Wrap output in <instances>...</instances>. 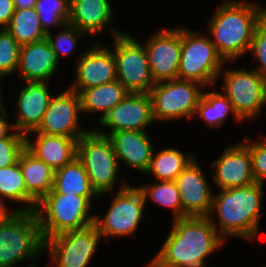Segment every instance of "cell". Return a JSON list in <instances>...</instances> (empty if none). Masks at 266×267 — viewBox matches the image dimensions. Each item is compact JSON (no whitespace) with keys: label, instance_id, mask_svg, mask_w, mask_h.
Instances as JSON below:
<instances>
[{"label":"cell","instance_id":"1","mask_svg":"<svg viewBox=\"0 0 266 267\" xmlns=\"http://www.w3.org/2000/svg\"><path fill=\"white\" fill-rule=\"evenodd\" d=\"M264 185L255 182L246 187L221 189L213 194L207 217L226 241L236 237L254 242L258 238Z\"/></svg>","mask_w":266,"mask_h":267},{"label":"cell","instance_id":"2","mask_svg":"<svg viewBox=\"0 0 266 267\" xmlns=\"http://www.w3.org/2000/svg\"><path fill=\"white\" fill-rule=\"evenodd\" d=\"M171 223L155 254L176 267H206L207 258L227 243L207 216H186Z\"/></svg>","mask_w":266,"mask_h":267},{"label":"cell","instance_id":"3","mask_svg":"<svg viewBox=\"0 0 266 267\" xmlns=\"http://www.w3.org/2000/svg\"><path fill=\"white\" fill-rule=\"evenodd\" d=\"M207 35L225 62H233L248 54L259 25L257 1L224 0L207 23Z\"/></svg>","mask_w":266,"mask_h":267},{"label":"cell","instance_id":"4","mask_svg":"<svg viewBox=\"0 0 266 267\" xmlns=\"http://www.w3.org/2000/svg\"><path fill=\"white\" fill-rule=\"evenodd\" d=\"M44 242L35 212L17 211L0 220V267L27 261L28 267H37L34 261L44 254Z\"/></svg>","mask_w":266,"mask_h":267},{"label":"cell","instance_id":"5","mask_svg":"<svg viewBox=\"0 0 266 267\" xmlns=\"http://www.w3.org/2000/svg\"><path fill=\"white\" fill-rule=\"evenodd\" d=\"M93 206L85 196L47 194L35 210L44 241L55 235L93 224Z\"/></svg>","mask_w":266,"mask_h":267},{"label":"cell","instance_id":"6","mask_svg":"<svg viewBox=\"0 0 266 267\" xmlns=\"http://www.w3.org/2000/svg\"><path fill=\"white\" fill-rule=\"evenodd\" d=\"M122 182L119 183L120 189L118 188L117 192L113 191L99 195L100 199L103 196L106 197L107 194L113 198L103 218H101V214L95 212L94 224L97 226L103 240L108 239V237L112 239L124 238L125 236L132 237L144 219L146 201L142 191L138 186L125 182L124 179Z\"/></svg>","mask_w":266,"mask_h":267},{"label":"cell","instance_id":"7","mask_svg":"<svg viewBox=\"0 0 266 267\" xmlns=\"http://www.w3.org/2000/svg\"><path fill=\"white\" fill-rule=\"evenodd\" d=\"M224 64L210 37L182 26V48L178 79L195 81L205 89L215 86Z\"/></svg>","mask_w":266,"mask_h":267},{"label":"cell","instance_id":"8","mask_svg":"<svg viewBox=\"0 0 266 267\" xmlns=\"http://www.w3.org/2000/svg\"><path fill=\"white\" fill-rule=\"evenodd\" d=\"M77 158L83 163L91 187L98 195L116 189L120 165L108 136L91 128L77 141Z\"/></svg>","mask_w":266,"mask_h":267},{"label":"cell","instance_id":"9","mask_svg":"<svg viewBox=\"0 0 266 267\" xmlns=\"http://www.w3.org/2000/svg\"><path fill=\"white\" fill-rule=\"evenodd\" d=\"M223 66L222 92L232 103L237 116L244 122L261 116L266 106V78L255 69H238Z\"/></svg>","mask_w":266,"mask_h":267},{"label":"cell","instance_id":"10","mask_svg":"<svg viewBox=\"0 0 266 267\" xmlns=\"http://www.w3.org/2000/svg\"><path fill=\"white\" fill-rule=\"evenodd\" d=\"M204 88L195 81L180 79L155 83L150 91L155 122L192 120Z\"/></svg>","mask_w":266,"mask_h":267},{"label":"cell","instance_id":"11","mask_svg":"<svg viewBox=\"0 0 266 267\" xmlns=\"http://www.w3.org/2000/svg\"><path fill=\"white\" fill-rule=\"evenodd\" d=\"M123 32L112 38L117 80L129 93H150L155 85L142 41Z\"/></svg>","mask_w":266,"mask_h":267},{"label":"cell","instance_id":"12","mask_svg":"<svg viewBox=\"0 0 266 267\" xmlns=\"http://www.w3.org/2000/svg\"><path fill=\"white\" fill-rule=\"evenodd\" d=\"M102 236L93 223L88 227L50 237L44 242L50 267H88Z\"/></svg>","mask_w":266,"mask_h":267},{"label":"cell","instance_id":"13","mask_svg":"<svg viewBox=\"0 0 266 267\" xmlns=\"http://www.w3.org/2000/svg\"><path fill=\"white\" fill-rule=\"evenodd\" d=\"M142 43L147 51L154 82L178 79L182 26L160 28Z\"/></svg>","mask_w":266,"mask_h":267},{"label":"cell","instance_id":"14","mask_svg":"<svg viewBox=\"0 0 266 267\" xmlns=\"http://www.w3.org/2000/svg\"><path fill=\"white\" fill-rule=\"evenodd\" d=\"M81 99L77 92L69 88L53 95L40 126L32 132L79 139L91 129H83L80 124ZM80 114V115H79Z\"/></svg>","mask_w":266,"mask_h":267},{"label":"cell","instance_id":"15","mask_svg":"<svg viewBox=\"0 0 266 267\" xmlns=\"http://www.w3.org/2000/svg\"><path fill=\"white\" fill-rule=\"evenodd\" d=\"M154 123L150 93H128L98 122V127L103 130L97 126L94 129L108 136L118 131H147V127Z\"/></svg>","mask_w":266,"mask_h":267},{"label":"cell","instance_id":"16","mask_svg":"<svg viewBox=\"0 0 266 267\" xmlns=\"http://www.w3.org/2000/svg\"><path fill=\"white\" fill-rule=\"evenodd\" d=\"M111 46L100 42L88 46L75 57V82L68 86L78 94L85 89L117 80L116 61Z\"/></svg>","mask_w":266,"mask_h":267},{"label":"cell","instance_id":"17","mask_svg":"<svg viewBox=\"0 0 266 267\" xmlns=\"http://www.w3.org/2000/svg\"><path fill=\"white\" fill-rule=\"evenodd\" d=\"M213 183L219 189L246 187L256 182L249 148L241 141L224 147L211 163Z\"/></svg>","mask_w":266,"mask_h":267},{"label":"cell","instance_id":"18","mask_svg":"<svg viewBox=\"0 0 266 267\" xmlns=\"http://www.w3.org/2000/svg\"><path fill=\"white\" fill-rule=\"evenodd\" d=\"M201 166L195 157L175 180L182 202V218L210 213L214 191Z\"/></svg>","mask_w":266,"mask_h":267},{"label":"cell","instance_id":"19","mask_svg":"<svg viewBox=\"0 0 266 267\" xmlns=\"http://www.w3.org/2000/svg\"><path fill=\"white\" fill-rule=\"evenodd\" d=\"M21 89L16 98V122L12 123L14 130L26 135L35 131L41 124L49 106L53 92L49 82H21ZM50 90V91H49Z\"/></svg>","mask_w":266,"mask_h":267},{"label":"cell","instance_id":"20","mask_svg":"<svg viewBox=\"0 0 266 267\" xmlns=\"http://www.w3.org/2000/svg\"><path fill=\"white\" fill-rule=\"evenodd\" d=\"M113 10L110 0H70L68 23L90 38L106 30L113 38L122 33L112 25L115 15Z\"/></svg>","mask_w":266,"mask_h":267},{"label":"cell","instance_id":"21","mask_svg":"<svg viewBox=\"0 0 266 267\" xmlns=\"http://www.w3.org/2000/svg\"><path fill=\"white\" fill-rule=\"evenodd\" d=\"M61 61L57 59L47 39L22 45L19 73L22 82H48L53 79Z\"/></svg>","mask_w":266,"mask_h":267},{"label":"cell","instance_id":"22","mask_svg":"<svg viewBox=\"0 0 266 267\" xmlns=\"http://www.w3.org/2000/svg\"><path fill=\"white\" fill-rule=\"evenodd\" d=\"M108 137L112 141L119 165L124 163L130 170L135 169L142 174L147 171L154 151L148 131L111 132Z\"/></svg>","mask_w":266,"mask_h":267},{"label":"cell","instance_id":"23","mask_svg":"<svg viewBox=\"0 0 266 267\" xmlns=\"http://www.w3.org/2000/svg\"><path fill=\"white\" fill-rule=\"evenodd\" d=\"M25 139L26 149L54 170L71 163L77 157L78 140L75 138L29 132Z\"/></svg>","mask_w":266,"mask_h":267},{"label":"cell","instance_id":"24","mask_svg":"<svg viewBox=\"0 0 266 267\" xmlns=\"http://www.w3.org/2000/svg\"><path fill=\"white\" fill-rule=\"evenodd\" d=\"M27 189V212H35L37 204L52 190L55 170L25 149L19 158Z\"/></svg>","mask_w":266,"mask_h":267},{"label":"cell","instance_id":"25","mask_svg":"<svg viewBox=\"0 0 266 267\" xmlns=\"http://www.w3.org/2000/svg\"><path fill=\"white\" fill-rule=\"evenodd\" d=\"M128 93L123 84L118 80L82 90L79 93L82 114L95 113L97 115L100 113V117L97 119L99 122Z\"/></svg>","mask_w":266,"mask_h":267},{"label":"cell","instance_id":"26","mask_svg":"<svg viewBox=\"0 0 266 267\" xmlns=\"http://www.w3.org/2000/svg\"><path fill=\"white\" fill-rule=\"evenodd\" d=\"M48 194L85 196L91 203L92 200L99 198L91 187L83 163L77 157L71 163L55 170L53 187Z\"/></svg>","mask_w":266,"mask_h":267},{"label":"cell","instance_id":"27","mask_svg":"<svg viewBox=\"0 0 266 267\" xmlns=\"http://www.w3.org/2000/svg\"><path fill=\"white\" fill-rule=\"evenodd\" d=\"M194 158L191 152L184 153L175 147L165 148L157 153L154 149L145 174L154 177L157 181H175Z\"/></svg>","mask_w":266,"mask_h":267},{"label":"cell","instance_id":"28","mask_svg":"<svg viewBox=\"0 0 266 267\" xmlns=\"http://www.w3.org/2000/svg\"><path fill=\"white\" fill-rule=\"evenodd\" d=\"M230 113L235 122L243 123L235 113L232 103L222 91H205L204 89L194 116L199 115L198 117L204 121L205 126L219 129L223 126Z\"/></svg>","mask_w":266,"mask_h":267},{"label":"cell","instance_id":"29","mask_svg":"<svg viewBox=\"0 0 266 267\" xmlns=\"http://www.w3.org/2000/svg\"><path fill=\"white\" fill-rule=\"evenodd\" d=\"M6 29L20 46L44 40L47 35L35 8L15 10Z\"/></svg>","mask_w":266,"mask_h":267},{"label":"cell","instance_id":"30","mask_svg":"<svg viewBox=\"0 0 266 267\" xmlns=\"http://www.w3.org/2000/svg\"><path fill=\"white\" fill-rule=\"evenodd\" d=\"M142 191L146 203L149 200L160 207L170 209L172 220L182 218V202L180 193L175 181H152L144 185H138Z\"/></svg>","mask_w":266,"mask_h":267},{"label":"cell","instance_id":"31","mask_svg":"<svg viewBox=\"0 0 266 267\" xmlns=\"http://www.w3.org/2000/svg\"><path fill=\"white\" fill-rule=\"evenodd\" d=\"M0 194L7 202L20 204L17 211L27 212V189L19 162L0 168Z\"/></svg>","mask_w":266,"mask_h":267},{"label":"cell","instance_id":"32","mask_svg":"<svg viewBox=\"0 0 266 267\" xmlns=\"http://www.w3.org/2000/svg\"><path fill=\"white\" fill-rule=\"evenodd\" d=\"M35 10L39 21L47 34L52 28H60L68 23L70 0H37Z\"/></svg>","mask_w":266,"mask_h":267},{"label":"cell","instance_id":"33","mask_svg":"<svg viewBox=\"0 0 266 267\" xmlns=\"http://www.w3.org/2000/svg\"><path fill=\"white\" fill-rule=\"evenodd\" d=\"M59 32L53 35V32H48L46 39L49 41L53 52L60 61L64 55H72L78 42L83 38L88 37L86 34L78 30L70 23H65L59 28ZM52 33V34H51Z\"/></svg>","mask_w":266,"mask_h":267},{"label":"cell","instance_id":"34","mask_svg":"<svg viewBox=\"0 0 266 267\" xmlns=\"http://www.w3.org/2000/svg\"><path fill=\"white\" fill-rule=\"evenodd\" d=\"M21 46L6 28L0 29V76L7 78L16 74Z\"/></svg>","mask_w":266,"mask_h":267},{"label":"cell","instance_id":"35","mask_svg":"<svg viewBox=\"0 0 266 267\" xmlns=\"http://www.w3.org/2000/svg\"><path fill=\"white\" fill-rule=\"evenodd\" d=\"M26 149L25 135L14 130L7 138L0 140V168L19 162Z\"/></svg>","mask_w":266,"mask_h":267},{"label":"cell","instance_id":"36","mask_svg":"<svg viewBox=\"0 0 266 267\" xmlns=\"http://www.w3.org/2000/svg\"><path fill=\"white\" fill-rule=\"evenodd\" d=\"M250 150L252 169L256 182H266V142L243 137L241 140Z\"/></svg>","mask_w":266,"mask_h":267},{"label":"cell","instance_id":"37","mask_svg":"<svg viewBox=\"0 0 266 267\" xmlns=\"http://www.w3.org/2000/svg\"><path fill=\"white\" fill-rule=\"evenodd\" d=\"M252 55L254 62H258V66L255 69L262 76L266 78V31L258 25L255 30L248 54Z\"/></svg>","mask_w":266,"mask_h":267},{"label":"cell","instance_id":"38","mask_svg":"<svg viewBox=\"0 0 266 267\" xmlns=\"http://www.w3.org/2000/svg\"><path fill=\"white\" fill-rule=\"evenodd\" d=\"M14 12L13 0H0V29L9 25Z\"/></svg>","mask_w":266,"mask_h":267},{"label":"cell","instance_id":"39","mask_svg":"<svg viewBox=\"0 0 266 267\" xmlns=\"http://www.w3.org/2000/svg\"><path fill=\"white\" fill-rule=\"evenodd\" d=\"M6 109L0 111V140L7 138L13 131V124L10 122Z\"/></svg>","mask_w":266,"mask_h":267},{"label":"cell","instance_id":"40","mask_svg":"<svg viewBox=\"0 0 266 267\" xmlns=\"http://www.w3.org/2000/svg\"><path fill=\"white\" fill-rule=\"evenodd\" d=\"M5 198L0 194V220L6 219L7 217L13 216L17 210H10V207H7V202L5 204Z\"/></svg>","mask_w":266,"mask_h":267},{"label":"cell","instance_id":"41","mask_svg":"<svg viewBox=\"0 0 266 267\" xmlns=\"http://www.w3.org/2000/svg\"><path fill=\"white\" fill-rule=\"evenodd\" d=\"M37 0H13L15 10L35 8Z\"/></svg>","mask_w":266,"mask_h":267},{"label":"cell","instance_id":"42","mask_svg":"<svg viewBox=\"0 0 266 267\" xmlns=\"http://www.w3.org/2000/svg\"><path fill=\"white\" fill-rule=\"evenodd\" d=\"M146 267H176L170 263L165 262L162 258H160L157 254L151 259L150 262H147Z\"/></svg>","mask_w":266,"mask_h":267},{"label":"cell","instance_id":"43","mask_svg":"<svg viewBox=\"0 0 266 267\" xmlns=\"http://www.w3.org/2000/svg\"><path fill=\"white\" fill-rule=\"evenodd\" d=\"M259 25L266 31V7L259 4Z\"/></svg>","mask_w":266,"mask_h":267},{"label":"cell","instance_id":"44","mask_svg":"<svg viewBox=\"0 0 266 267\" xmlns=\"http://www.w3.org/2000/svg\"><path fill=\"white\" fill-rule=\"evenodd\" d=\"M6 78H4V77H2V76H0V111H2V110H4V109H6V107H5V104L3 103V80H5ZM2 87V88H1Z\"/></svg>","mask_w":266,"mask_h":267},{"label":"cell","instance_id":"45","mask_svg":"<svg viewBox=\"0 0 266 267\" xmlns=\"http://www.w3.org/2000/svg\"><path fill=\"white\" fill-rule=\"evenodd\" d=\"M262 141L266 142V135L265 136H262Z\"/></svg>","mask_w":266,"mask_h":267}]
</instances>
